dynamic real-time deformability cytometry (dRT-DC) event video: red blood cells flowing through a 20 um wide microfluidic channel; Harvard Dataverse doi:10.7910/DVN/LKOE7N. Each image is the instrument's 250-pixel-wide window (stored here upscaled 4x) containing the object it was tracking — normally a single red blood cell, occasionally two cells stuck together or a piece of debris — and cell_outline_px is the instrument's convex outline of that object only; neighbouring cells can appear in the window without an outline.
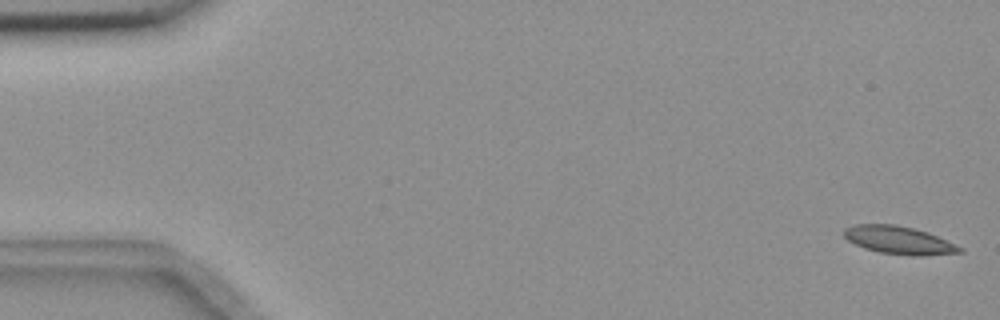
{"species": "common noctule bat (a hibernating species)", "species_latin": "Nyctalus noctula", "temperature_condition": "room temperature", "stored_images_in_passage": 4, "camera_frame_rate_fps": 3000, "um_per_image_px": 0.085, "animal": {"sex": "female", "body_mass_g": 18.4}, "frame": {"image": 1, "passage_image": 1, "time_ms": 0.0, "image_size_px": [1000, 320], "cell_outline_px": [[964, 252], [924, 256], [912, 256], [880, 252], [864, 248], [848, 240], [844, 236], [844, 228], [852, 224], [896, 224], [928, 232], [964, 248]], "centroid_in_image_um": [76.42, 20.41], "position_along_channel_um": 8.6, "area_um2": 18.9}}